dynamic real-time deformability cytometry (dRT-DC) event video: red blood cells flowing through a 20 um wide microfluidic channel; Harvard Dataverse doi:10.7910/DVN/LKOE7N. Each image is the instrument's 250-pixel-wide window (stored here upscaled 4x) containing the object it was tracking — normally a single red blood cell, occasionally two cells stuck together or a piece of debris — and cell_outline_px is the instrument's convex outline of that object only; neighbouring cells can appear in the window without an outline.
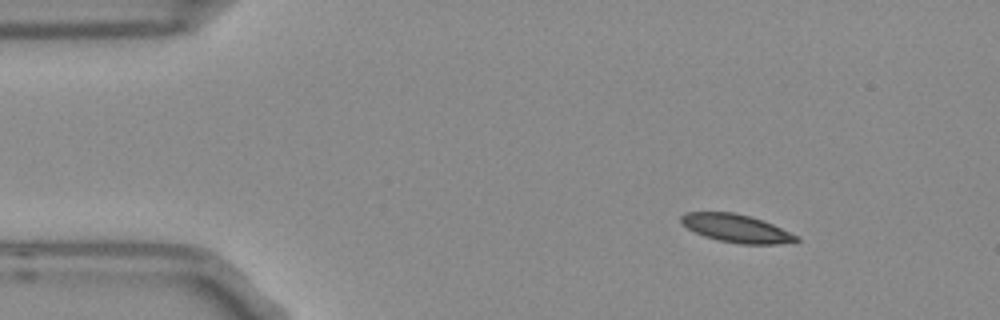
{"species": "Egyptian fruit bat (a non-hibernating species)", "species_latin": "Rousettus aegyptiacus", "temperature_condition": "room temperature", "stored_images_in_passage": 3, "camera_frame_rate_fps": 3000, "um_per_image_px": 0.085, "frame": {"image": 1, "passage_image": 1, "time_ms": 0.0, "image_size_px": [1000, 320], "cell_outline_px": [[800, 240], [776, 244], [740, 244], [720, 240], [704, 236], [688, 228], [680, 220], [680, 216], [684, 212], [732, 212], [752, 216], [772, 224], [800, 236]], "centroid_in_image_um": [62.6, 19.4], "position_along_channel_um": 22.4, "area_um2": 18.73}}
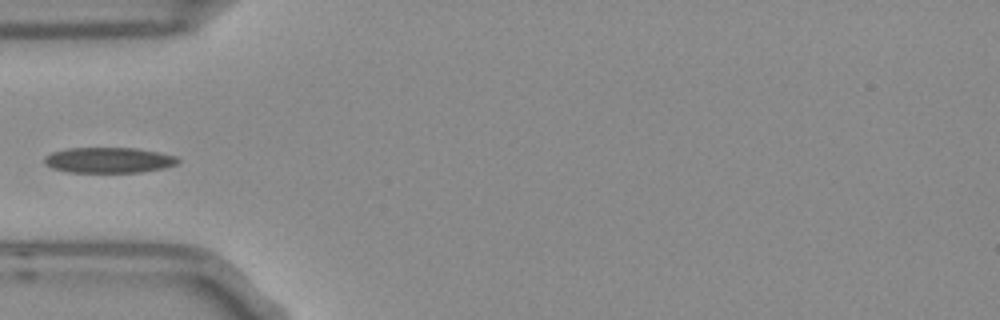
{"frame": {"image": 2, "passage_image": 3, "time_ms": 0.667, "image_size_px": [1000, 320], "cell_outline_px": [[180, 160], [176, 164], [164, 168], [140, 172], [64, 172], [52, 168], [44, 164], [44, 156], [52, 152], [68, 148], [136, 148], [160, 152], [176, 156]], "centroid_in_image_um": [9.22, 13.61], "position_along_channel_um": 75.8, "area_um2": 20.0}}